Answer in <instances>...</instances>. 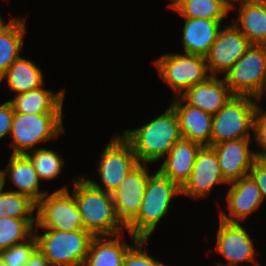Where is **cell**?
I'll list each match as a JSON object with an SVG mask.
<instances>
[{
  "label": "cell",
  "instance_id": "obj_1",
  "mask_svg": "<svg viewBox=\"0 0 266 266\" xmlns=\"http://www.w3.org/2000/svg\"><path fill=\"white\" fill-rule=\"evenodd\" d=\"M121 135L131 144L139 163L154 164L163 159L182 136L178 116L170 105L155 119Z\"/></svg>",
  "mask_w": 266,
  "mask_h": 266
},
{
  "label": "cell",
  "instance_id": "obj_2",
  "mask_svg": "<svg viewBox=\"0 0 266 266\" xmlns=\"http://www.w3.org/2000/svg\"><path fill=\"white\" fill-rule=\"evenodd\" d=\"M72 194L83 217L84 229L93 236H113L125 232L117 217L113 195L92 185L86 176L75 178Z\"/></svg>",
  "mask_w": 266,
  "mask_h": 266
},
{
  "label": "cell",
  "instance_id": "obj_3",
  "mask_svg": "<svg viewBox=\"0 0 266 266\" xmlns=\"http://www.w3.org/2000/svg\"><path fill=\"white\" fill-rule=\"evenodd\" d=\"M181 195V187L158 170L147 179L141 208L137 216L126 226L127 232L138 239L148 240L158 223L169 212L175 196Z\"/></svg>",
  "mask_w": 266,
  "mask_h": 266
},
{
  "label": "cell",
  "instance_id": "obj_4",
  "mask_svg": "<svg viewBox=\"0 0 266 266\" xmlns=\"http://www.w3.org/2000/svg\"><path fill=\"white\" fill-rule=\"evenodd\" d=\"M259 99L234 95L213 115L210 146L235 139H252Z\"/></svg>",
  "mask_w": 266,
  "mask_h": 266
},
{
  "label": "cell",
  "instance_id": "obj_5",
  "mask_svg": "<svg viewBox=\"0 0 266 266\" xmlns=\"http://www.w3.org/2000/svg\"><path fill=\"white\" fill-rule=\"evenodd\" d=\"M43 234L34 231L38 251L51 266H83L94 237L86 230L61 231L44 229ZM37 233V234H36Z\"/></svg>",
  "mask_w": 266,
  "mask_h": 266
},
{
  "label": "cell",
  "instance_id": "obj_6",
  "mask_svg": "<svg viewBox=\"0 0 266 266\" xmlns=\"http://www.w3.org/2000/svg\"><path fill=\"white\" fill-rule=\"evenodd\" d=\"M62 113H14L10 137L12 154H26L42 142L58 138L65 131Z\"/></svg>",
  "mask_w": 266,
  "mask_h": 266
},
{
  "label": "cell",
  "instance_id": "obj_7",
  "mask_svg": "<svg viewBox=\"0 0 266 266\" xmlns=\"http://www.w3.org/2000/svg\"><path fill=\"white\" fill-rule=\"evenodd\" d=\"M154 65L161 80L173 91V98L183 95L190 87L211 76L206 58L200 55L167 53L155 60Z\"/></svg>",
  "mask_w": 266,
  "mask_h": 266
},
{
  "label": "cell",
  "instance_id": "obj_8",
  "mask_svg": "<svg viewBox=\"0 0 266 266\" xmlns=\"http://www.w3.org/2000/svg\"><path fill=\"white\" fill-rule=\"evenodd\" d=\"M223 78L234 95L260 101L266 94V45H251Z\"/></svg>",
  "mask_w": 266,
  "mask_h": 266
},
{
  "label": "cell",
  "instance_id": "obj_9",
  "mask_svg": "<svg viewBox=\"0 0 266 266\" xmlns=\"http://www.w3.org/2000/svg\"><path fill=\"white\" fill-rule=\"evenodd\" d=\"M37 229H55L61 231L85 230L83 217L78 211L75 198L66 186L46 193L36 204Z\"/></svg>",
  "mask_w": 266,
  "mask_h": 266
},
{
  "label": "cell",
  "instance_id": "obj_10",
  "mask_svg": "<svg viewBox=\"0 0 266 266\" xmlns=\"http://www.w3.org/2000/svg\"><path fill=\"white\" fill-rule=\"evenodd\" d=\"M98 162L97 172L103 187L91 178L86 179L109 194H113L125 176L139 164L131 144L119 134L111 137L102 150Z\"/></svg>",
  "mask_w": 266,
  "mask_h": 266
},
{
  "label": "cell",
  "instance_id": "obj_11",
  "mask_svg": "<svg viewBox=\"0 0 266 266\" xmlns=\"http://www.w3.org/2000/svg\"><path fill=\"white\" fill-rule=\"evenodd\" d=\"M216 240V252L228 261L227 264L217 263V266H244V262L254 263V266L259 264L258 260H255L254 240L241 223L220 219Z\"/></svg>",
  "mask_w": 266,
  "mask_h": 266
},
{
  "label": "cell",
  "instance_id": "obj_12",
  "mask_svg": "<svg viewBox=\"0 0 266 266\" xmlns=\"http://www.w3.org/2000/svg\"><path fill=\"white\" fill-rule=\"evenodd\" d=\"M251 45L233 24H226L205 56L210 75H225Z\"/></svg>",
  "mask_w": 266,
  "mask_h": 266
},
{
  "label": "cell",
  "instance_id": "obj_13",
  "mask_svg": "<svg viewBox=\"0 0 266 266\" xmlns=\"http://www.w3.org/2000/svg\"><path fill=\"white\" fill-rule=\"evenodd\" d=\"M223 183L229 184L221 172L217 154L212 146L204 145L197 153L189 179L181 187V195L198 200L207 197L215 185Z\"/></svg>",
  "mask_w": 266,
  "mask_h": 266
},
{
  "label": "cell",
  "instance_id": "obj_14",
  "mask_svg": "<svg viewBox=\"0 0 266 266\" xmlns=\"http://www.w3.org/2000/svg\"><path fill=\"white\" fill-rule=\"evenodd\" d=\"M147 167L148 164L139 163L112 194L117 217L125 227L140 211L147 179L151 174Z\"/></svg>",
  "mask_w": 266,
  "mask_h": 266
},
{
  "label": "cell",
  "instance_id": "obj_15",
  "mask_svg": "<svg viewBox=\"0 0 266 266\" xmlns=\"http://www.w3.org/2000/svg\"><path fill=\"white\" fill-rule=\"evenodd\" d=\"M228 186L225 200L229 215L225 211H219V219L223 221L242 223L264 203L260 189L249 175L229 183Z\"/></svg>",
  "mask_w": 266,
  "mask_h": 266
},
{
  "label": "cell",
  "instance_id": "obj_16",
  "mask_svg": "<svg viewBox=\"0 0 266 266\" xmlns=\"http://www.w3.org/2000/svg\"><path fill=\"white\" fill-rule=\"evenodd\" d=\"M252 139H235L213 145L219 167L228 182H234L248 175L254 162L258 159L252 146ZM251 144V145H250Z\"/></svg>",
  "mask_w": 266,
  "mask_h": 266
},
{
  "label": "cell",
  "instance_id": "obj_17",
  "mask_svg": "<svg viewBox=\"0 0 266 266\" xmlns=\"http://www.w3.org/2000/svg\"><path fill=\"white\" fill-rule=\"evenodd\" d=\"M170 105L178 116L182 138L210 146L213 115L189 105L181 96L172 98Z\"/></svg>",
  "mask_w": 266,
  "mask_h": 266
},
{
  "label": "cell",
  "instance_id": "obj_18",
  "mask_svg": "<svg viewBox=\"0 0 266 266\" xmlns=\"http://www.w3.org/2000/svg\"><path fill=\"white\" fill-rule=\"evenodd\" d=\"M225 79L210 76L206 81L190 87L181 97L191 106L212 115L216 114L232 97Z\"/></svg>",
  "mask_w": 266,
  "mask_h": 266
},
{
  "label": "cell",
  "instance_id": "obj_19",
  "mask_svg": "<svg viewBox=\"0 0 266 266\" xmlns=\"http://www.w3.org/2000/svg\"><path fill=\"white\" fill-rule=\"evenodd\" d=\"M4 170V185L6 180L11 179L17 190H10L26 195L36 204L48 192L40 189V179L32 161L26 154H12L7 167Z\"/></svg>",
  "mask_w": 266,
  "mask_h": 266
},
{
  "label": "cell",
  "instance_id": "obj_20",
  "mask_svg": "<svg viewBox=\"0 0 266 266\" xmlns=\"http://www.w3.org/2000/svg\"><path fill=\"white\" fill-rule=\"evenodd\" d=\"M201 144L181 138L164 157L158 171L182 187L189 179Z\"/></svg>",
  "mask_w": 266,
  "mask_h": 266
},
{
  "label": "cell",
  "instance_id": "obj_21",
  "mask_svg": "<svg viewBox=\"0 0 266 266\" xmlns=\"http://www.w3.org/2000/svg\"><path fill=\"white\" fill-rule=\"evenodd\" d=\"M185 23L182 32L184 53L206 56L220 30L224 20L183 17Z\"/></svg>",
  "mask_w": 266,
  "mask_h": 266
},
{
  "label": "cell",
  "instance_id": "obj_22",
  "mask_svg": "<svg viewBox=\"0 0 266 266\" xmlns=\"http://www.w3.org/2000/svg\"><path fill=\"white\" fill-rule=\"evenodd\" d=\"M65 98V89L56 93L45 89L44 86L15 95L8 100L14 113L38 114V113H62Z\"/></svg>",
  "mask_w": 266,
  "mask_h": 266
},
{
  "label": "cell",
  "instance_id": "obj_23",
  "mask_svg": "<svg viewBox=\"0 0 266 266\" xmlns=\"http://www.w3.org/2000/svg\"><path fill=\"white\" fill-rule=\"evenodd\" d=\"M122 235L94 236L83 266H121L126 253L133 246L125 242Z\"/></svg>",
  "mask_w": 266,
  "mask_h": 266
},
{
  "label": "cell",
  "instance_id": "obj_24",
  "mask_svg": "<svg viewBox=\"0 0 266 266\" xmlns=\"http://www.w3.org/2000/svg\"><path fill=\"white\" fill-rule=\"evenodd\" d=\"M232 24L252 45H266V0L240 3Z\"/></svg>",
  "mask_w": 266,
  "mask_h": 266
},
{
  "label": "cell",
  "instance_id": "obj_25",
  "mask_svg": "<svg viewBox=\"0 0 266 266\" xmlns=\"http://www.w3.org/2000/svg\"><path fill=\"white\" fill-rule=\"evenodd\" d=\"M4 79L7 80L10 91L15 92L16 95L45 86L40 68L32 60H27L21 56L11 64L7 72L0 78V83Z\"/></svg>",
  "mask_w": 266,
  "mask_h": 266
},
{
  "label": "cell",
  "instance_id": "obj_26",
  "mask_svg": "<svg viewBox=\"0 0 266 266\" xmlns=\"http://www.w3.org/2000/svg\"><path fill=\"white\" fill-rule=\"evenodd\" d=\"M24 17L16 18L12 24L0 33V78L11 64L20 57L26 32Z\"/></svg>",
  "mask_w": 266,
  "mask_h": 266
},
{
  "label": "cell",
  "instance_id": "obj_27",
  "mask_svg": "<svg viewBox=\"0 0 266 266\" xmlns=\"http://www.w3.org/2000/svg\"><path fill=\"white\" fill-rule=\"evenodd\" d=\"M172 10L182 17L224 20L231 8L224 0H180Z\"/></svg>",
  "mask_w": 266,
  "mask_h": 266
},
{
  "label": "cell",
  "instance_id": "obj_28",
  "mask_svg": "<svg viewBox=\"0 0 266 266\" xmlns=\"http://www.w3.org/2000/svg\"><path fill=\"white\" fill-rule=\"evenodd\" d=\"M35 224L36 219L0 218V251L30 239Z\"/></svg>",
  "mask_w": 266,
  "mask_h": 266
},
{
  "label": "cell",
  "instance_id": "obj_29",
  "mask_svg": "<svg viewBox=\"0 0 266 266\" xmlns=\"http://www.w3.org/2000/svg\"><path fill=\"white\" fill-rule=\"evenodd\" d=\"M0 191V218L36 219V203L29 197L17 192Z\"/></svg>",
  "mask_w": 266,
  "mask_h": 266
},
{
  "label": "cell",
  "instance_id": "obj_30",
  "mask_svg": "<svg viewBox=\"0 0 266 266\" xmlns=\"http://www.w3.org/2000/svg\"><path fill=\"white\" fill-rule=\"evenodd\" d=\"M26 155L32 161L40 180H53L62 173L64 159L55 150L37 148Z\"/></svg>",
  "mask_w": 266,
  "mask_h": 266
},
{
  "label": "cell",
  "instance_id": "obj_31",
  "mask_svg": "<svg viewBox=\"0 0 266 266\" xmlns=\"http://www.w3.org/2000/svg\"><path fill=\"white\" fill-rule=\"evenodd\" d=\"M36 250L37 241L33 235L25 242L0 251V256L7 266H24Z\"/></svg>",
  "mask_w": 266,
  "mask_h": 266
},
{
  "label": "cell",
  "instance_id": "obj_32",
  "mask_svg": "<svg viewBox=\"0 0 266 266\" xmlns=\"http://www.w3.org/2000/svg\"><path fill=\"white\" fill-rule=\"evenodd\" d=\"M131 236L133 246L126 253L121 266H168L163 264L144 250L147 240Z\"/></svg>",
  "mask_w": 266,
  "mask_h": 266
},
{
  "label": "cell",
  "instance_id": "obj_33",
  "mask_svg": "<svg viewBox=\"0 0 266 266\" xmlns=\"http://www.w3.org/2000/svg\"><path fill=\"white\" fill-rule=\"evenodd\" d=\"M259 106L253 121L254 142L261 150H256V156L259 159H266V111Z\"/></svg>",
  "mask_w": 266,
  "mask_h": 266
},
{
  "label": "cell",
  "instance_id": "obj_34",
  "mask_svg": "<svg viewBox=\"0 0 266 266\" xmlns=\"http://www.w3.org/2000/svg\"><path fill=\"white\" fill-rule=\"evenodd\" d=\"M248 175L260 189L263 201L266 200V159L258 158L248 172Z\"/></svg>",
  "mask_w": 266,
  "mask_h": 266
},
{
  "label": "cell",
  "instance_id": "obj_35",
  "mask_svg": "<svg viewBox=\"0 0 266 266\" xmlns=\"http://www.w3.org/2000/svg\"><path fill=\"white\" fill-rule=\"evenodd\" d=\"M14 111L9 101L0 105V140L11 134Z\"/></svg>",
  "mask_w": 266,
  "mask_h": 266
},
{
  "label": "cell",
  "instance_id": "obj_36",
  "mask_svg": "<svg viewBox=\"0 0 266 266\" xmlns=\"http://www.w3.org/2000/svg\"><path fill=\"white\" fill-rule=\"evenodd\" d=\"M24 266H51V265L37 249Z\"/></svg>",
  "mask_w": 266,
  "mask_h": 266
},
{
  "label": "cell",
  "instance_id": "obj_37",
  "mask_svg": "<svg viewBox=\"0 0 266 266\" xmlns=\"http://www.w3.org/2000/svg\"><path fill=\"white\" fill-rule=\"evenodd\" d=\"M225 3L231 8V12L234 10V8H238L237 5L238 3H243V2H251L254 0H224ZM237 3V5H235ZM236 6V7H235Z\"/></svg>",
  "mask_w": 266,
  "mask_h": 266
},
{
  "label": "cell",
  "instance_id": "obj_38",
  "mask_svg": "<svg viewBox=\"0 0 266 266\" xmlns=\"http://www.w3.org/2000/svg\"><path fill=\"white\" fill-rule=\"evenodd\" d=\"M16 18L17 17L11 18L10 21L6 23L0 15V33L7 29Z\"/></svg>",
  "mask_w": 266,
  "mask_h": 266
},
{
  "label": "cell",
  "instance_id": "obj_39",
  "mask_svg": "<svg viewBox=\"0 0 266 266\" xmlns=\"http://www.w3.org/2000/svg\"><path fill=\"white\" fill-rule=\"evenodd\" d=\"M5 188L4 185V170L0 169V191Z\"/></svg>",
  "mask_w": 266,
  "mask_h": 266
},
{
  "label": "cell",
  "instance_id": "obj_40",
  "mask_svg": "<svg viewBox=\"0 0 266 266\" xmlns=\"http://www.w3.org/2000/svg\"><path fill=\"white\" fill-rule=\"evenodd\" d=\"M179 2L180 0H172L171 2H169L168 9L169 8L173 9Z\"/></svg>",
  "mask_w": 266,
  "mask_h": 266
},
{
  "label": "cell",
  "instance_id": "obj_41",
  "mask_svg": "<svg viewBox=\"0 0 266 266\" xmlns=\"http://www.w3.org/2000/svg\"><path fill=\"white\" fill-rule=\"evenodd\" d=\"M0 266H7V265L4 263V261H3V259H2L1 256H0Z\"/></svg>",
  "mask_w": 266,
  "mask_h": 266
}]
</instances>
